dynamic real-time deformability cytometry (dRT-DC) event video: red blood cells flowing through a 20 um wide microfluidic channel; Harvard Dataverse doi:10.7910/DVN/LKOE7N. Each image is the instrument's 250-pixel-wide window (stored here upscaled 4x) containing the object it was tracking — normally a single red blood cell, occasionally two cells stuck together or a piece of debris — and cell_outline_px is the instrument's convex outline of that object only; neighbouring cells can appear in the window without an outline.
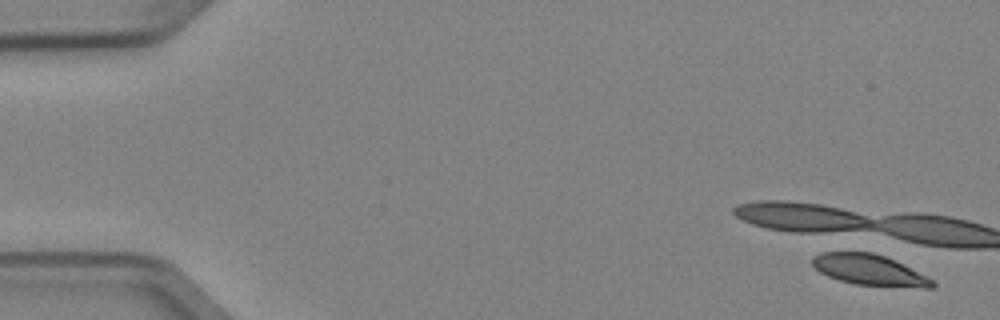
{"species": "Egyptian fruit bat (a non-hibernating species)", "species_latin": "Rousettus aegyptiacus", "temperature_condition": "cold", "stored_images_in_passage": 2, "camera_frame_rate_fps": 3000, "um_per_image_px": 0.085, "animal": {"sex": "female"}, "frame": {"image": 1, "passage_image": 1, "time_ms": 0.0, "image_size_px": [1000, 320], "cell_outline_px": [[936, 284], [932, 288], [924, 288], [856, 284], [840, 280], [828, 276], [820, 272], [812, 264], [812, 256], [820, 252], [872, 252], [884, 256], [932, 280]], "centroid_in_image_um": [73.83, 22.94], "position_along_channel_um": 11.2, "area_um2": 20.98}}